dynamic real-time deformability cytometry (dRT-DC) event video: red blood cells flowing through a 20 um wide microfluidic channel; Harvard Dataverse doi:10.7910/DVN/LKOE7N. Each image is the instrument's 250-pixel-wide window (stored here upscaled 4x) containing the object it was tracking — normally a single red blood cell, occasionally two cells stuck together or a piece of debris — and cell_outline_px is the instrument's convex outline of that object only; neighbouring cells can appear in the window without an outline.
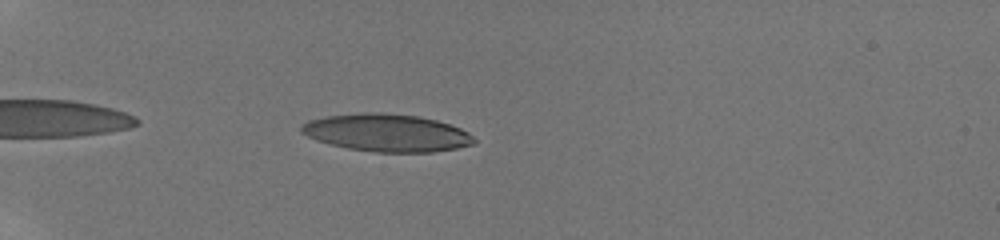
{"species": "human", "species_latin": "Homo sapiens", "temperature_condition": "room temperature", "stored_images_in_passage": 23, "camera_frame_rate_fps": 3000, "um_per_image_px": 0.085, "donor": {"sex": "male"}, "frame": {"image": 1, "passage_image": 1, "time_ms": 0.0, "image_size_px": [1000, 240], "cell_outline_px": [[476, 144], [456, 148], [432, 152], [376, 152], [348, 148], [316, 140], [300, 132], [300, 124], [308, 120], [324, 116], [360, 112], [380, 112], [416, 116], [436, 120], [460, 128], [468, 132], [476, 140]], "centroid_in_image_um": [32.85, 11.28], "position_along_channel_um": 52.2, "area_um2": 37.86}}
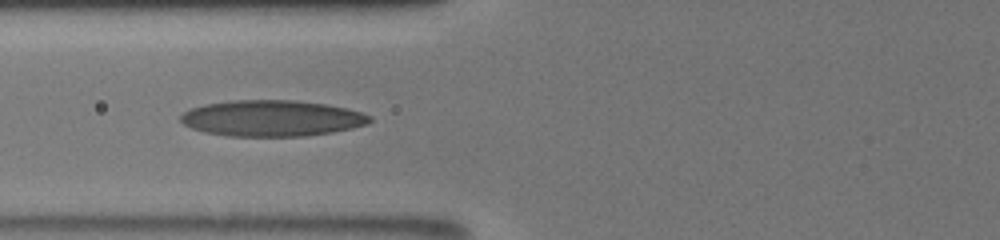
{"frame": {"image": 2, "passage_image": 10, "time_ms": 2.333, "image_size_px": [1000, 240], "cell_outline_px": [[372, 120], [368, 124], [352, 128], [332, 132], [308, 136], [228, 136], [204, 132], [192, 128], [184, 124], [180, 120], [180, 116], [188, 108], [204, 104], [228, 100], [296, 100], [328, 104], [360, 112], [372, 116]], "centroid_in_image_um": [23.09, 10.04], "position_along_channel_um": 102.7, "area_um2": 40.06}}
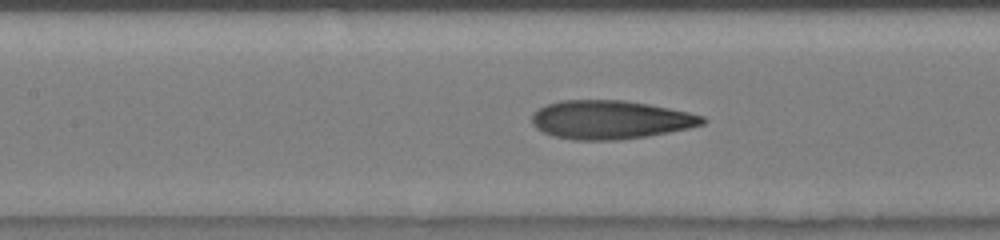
{"frame": {"image": 3, "passage_image": 18, "time_ms": 3.667, "image_size_px": [1000, 240], "cell_outline_px": [[708, 120], [704, 124], [688, 128], [648, 136], [620, 140], [572, 140], [552, 136], [536, 128], [532, 124], [532, 116], [544, 104], [560, 100], [624, 100], [648, 104], [688, 112], [704, 116]], "centroid_in_image_um": [51.87, 10.18], "position_along_channel_um": 155.5, "area_um2": 38.49}}